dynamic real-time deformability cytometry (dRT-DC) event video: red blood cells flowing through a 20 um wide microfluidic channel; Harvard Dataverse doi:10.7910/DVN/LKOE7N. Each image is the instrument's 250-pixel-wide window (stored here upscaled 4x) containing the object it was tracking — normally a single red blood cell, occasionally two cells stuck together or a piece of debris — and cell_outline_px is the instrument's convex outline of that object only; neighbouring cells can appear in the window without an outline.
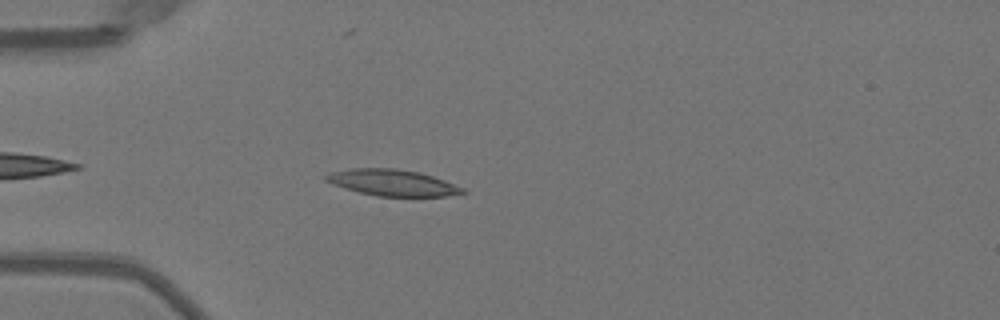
{"species": "Egyptian fruit bat (a non-hibernating species)", "species_latin": "Rousettus aegyptiacus", "temperature_condition": "warm", "stored_images_in_passage": 40, "camera_frame_rate_fps": 3000, "um_per_image_px": 0.085, "animal": {"sex": "female"}, "frame": {"image": 1, "passage_image": 4, "time_ms": 1.0, "image_size_px": [1000, 320], "cell_outline_px": [[468, 192], [444, 196], [376, 196], [344, 188], [332, 184], [324, 180], [324, 176], [332, 172], [352, 168], [396, 168], [420, 172], [444, 180], [464, 188]], "centroid_in_image_um": [33.35, 15.52], "position_along_channel_um": 51.7, "area_um2": 20.87}}
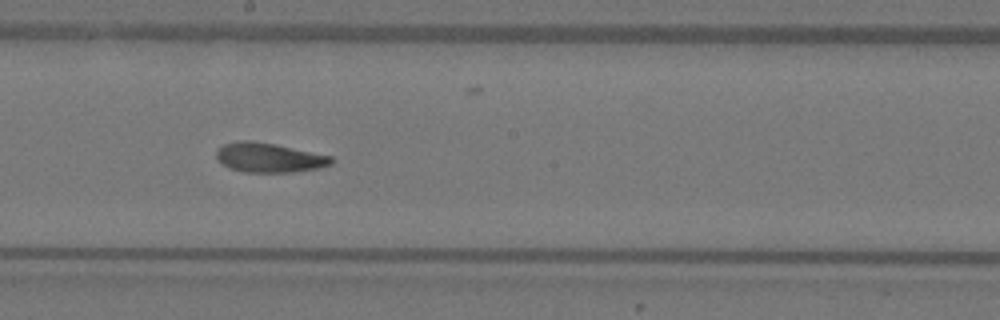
{"frame": {"image": 2, "passage_image": 18, "time_ms": 5.667, "image_size_px": [1000, 320], "cell_outline_px": [[336, 160], [332, 164], [316, 168], [292, 172], [244, 172], [228, 168], [216, 156], [216, 152], [224, 144], [240, 140], [252, 140], [276, 144], [332, 156]], "centroid_in_image_um": [22.9, 13.39], "position_along_channel_um": 225.3, "area_um2": 19.71}}
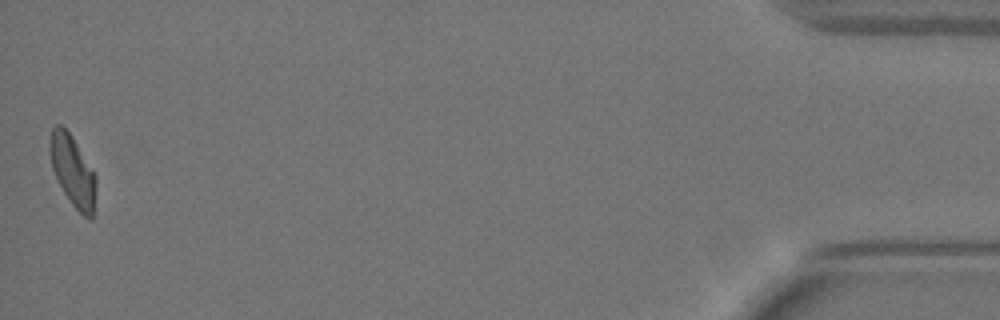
{"frame": {"image": 3, "passage_image": 40, "time_ms": 13.0, "image_size_px": [1000, 320], "cell_outline_px": [[96, 184], [92, 220], [88, 220], [72, 204], [64, 192], [52, 168], [48, 148], [48, 144], [52, 128], [56, 124], [60, 124], [72, 136], [96, 172]], "centroid_in_image_um": [6.19, 14.5], "position_along_channel_um": 429.0, "area_um2": 19.19}, "authors_computed_cell_mechanics": {"area_um2": 19.9121, "velocity_mm_per_s": 4.006, "shape_relaxation_time_tau1_ms": 6.9498, "shape_relaxation_time_tau2_ms": 2.6371, "deformation_change_tau1": 0.2116, "deformation_change_tau2": 0.1027}}